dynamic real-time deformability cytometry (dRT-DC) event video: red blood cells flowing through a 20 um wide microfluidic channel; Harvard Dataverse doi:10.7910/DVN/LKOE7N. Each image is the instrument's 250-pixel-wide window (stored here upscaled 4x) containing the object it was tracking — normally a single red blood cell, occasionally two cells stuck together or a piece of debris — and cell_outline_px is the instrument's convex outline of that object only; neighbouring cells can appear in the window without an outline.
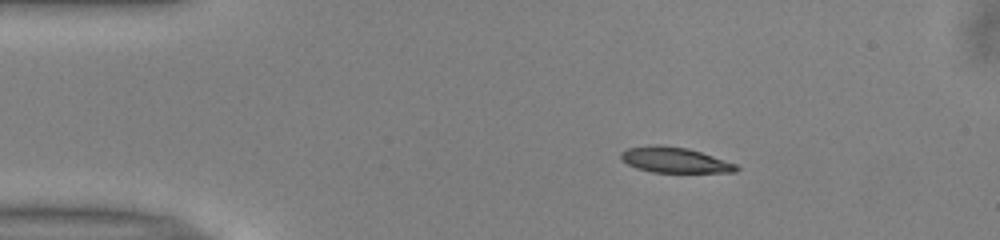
{"species": "common noctule bat (a hibernating species)", "species_latin": "Nyctalus noctula", "temperature_condition": "warm", "stored_images_in_passage": 44, "camera_frame_rate_fps": 3000, "um_per_image_px": 0.085, "animal": {"sex": "male", "body_mass_g": 13.0, "forearm_length_mm": 53.1}, "frame": {"image": 1, "passage_image": 1, "time_ms": 0.0, "image_size_px": [1000, 240], "cell_outline_px": [[740, 168], [736, 172], [652, 172], [636, 168], [620, 160], [620, 152], [628, 148], [652, 144], [660, 144], [688, 148], [736, 164]], "centroid_in_image_um": [57.29, 13.59], "position_along_channel_um": 27.7, "area_um2": 17.17}}
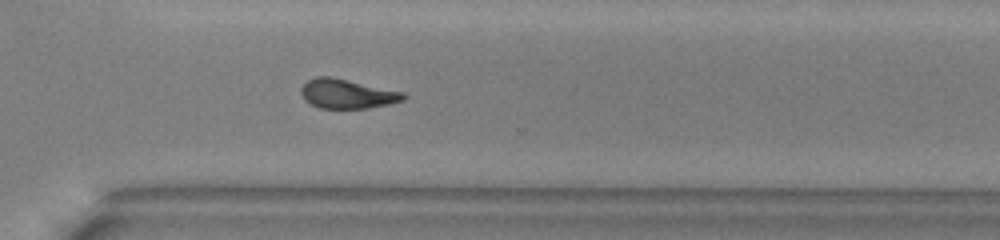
{"frame": {"image": 2, "passage_image": 29, "time_ms": 9.333, "image_size_px": [1000, 240], "cell_outline_px": [[408, 96], [404, 100], [388, 104], [368, 108], [320, 108], [304, 100], [300, 92], [300, 88], [308, 80], [316, 76], [328, 76], [404, 92]], "centroid_in_image_um": [29.5, 7.97], "position_along_channel_um": 341.1, "area_um2": 17.4}}
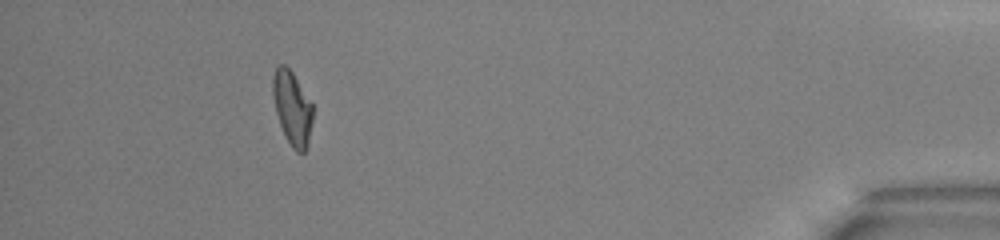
{"frame": {"image": 3, "passage_image": 39, "time_ms": 12.667, "image_size_px": [1000, 240], "cell_outline_px": [[312, 120], [308, 144], [304, 152], [296, 152], [292, 148], [284, 136], [276, 112], [272, 96], [272, 76], [276, 68], [280, 64], [284, 64], [292, 72], [312, 104]], "centroid_in_image_um": [24.82, 9.19], "position_along_channel_um": 410.4, "area_um2": 17.11}, "authors_computed_cell_mechanics": {"area_um2": 17.629, "velocity_mm_per_s": 3.985, "shape_relaxation_time_tau1_ms": 4.9701, "shape_relaxation_time_tau2_ms": 3.8847, "deformation_change_tau1": 0.1759, "deformation_change_tau2": 0.117}}